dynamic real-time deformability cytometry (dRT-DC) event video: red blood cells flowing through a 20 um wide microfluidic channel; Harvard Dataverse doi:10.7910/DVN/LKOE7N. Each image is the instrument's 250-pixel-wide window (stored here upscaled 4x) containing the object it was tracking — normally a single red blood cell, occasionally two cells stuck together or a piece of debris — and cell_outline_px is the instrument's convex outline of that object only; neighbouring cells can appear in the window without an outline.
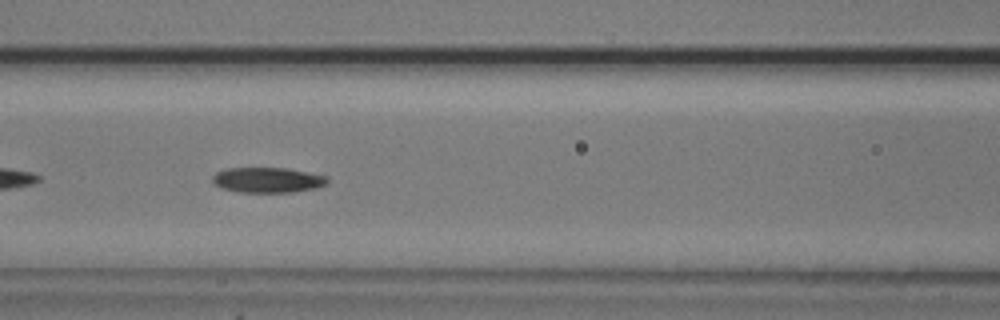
{"species": "common noctule bat (a hibernating species)", "species_latin": "Nyctalus noctula", "temperature_condition": "cold", "stored_images_in_passage": 9, "camera_frame_rate_fps": 3000, "um_per_image_px": 0.085, "animal": {"sex": "male", "body_mass_g": 20.5, "forearm_length_mm": 52.5}, "frame": {"image": 1, "passage_image": 7, "time_ms": 7.0, "image_size_px": [1000, 320], "cell_outline_px": [[328, 184], [316, 188], [292, 192], [236, 192], [220, 188], [212, 180], [212, 176], [216, 172], [224, 168], [288, 168], [328, 176]], "centroid_in_image_um": [22.75, 15.3], "position_along_channel_um": 143.9, "area_um2": 17.11}}